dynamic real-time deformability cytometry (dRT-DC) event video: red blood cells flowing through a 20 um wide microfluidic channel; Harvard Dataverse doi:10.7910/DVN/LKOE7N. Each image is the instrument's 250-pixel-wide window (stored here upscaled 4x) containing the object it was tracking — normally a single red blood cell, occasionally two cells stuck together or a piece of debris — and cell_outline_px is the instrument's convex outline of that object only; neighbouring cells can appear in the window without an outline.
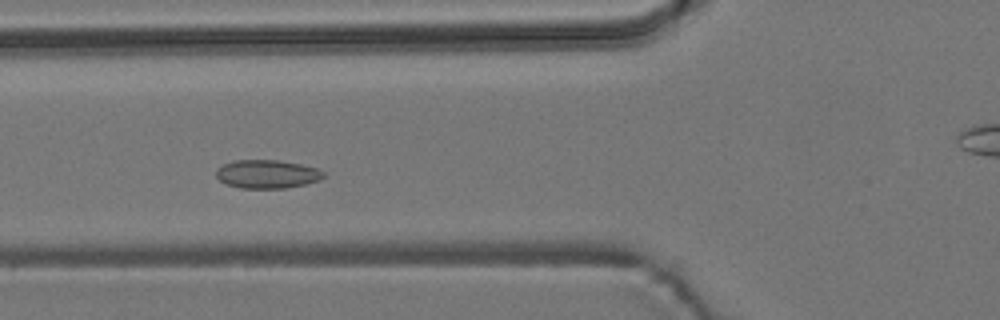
{"species": "common noctule bat (a hibernating species)", "species_latin": "Nyctalus noctula", "temperature_condition": "room temperature", "stored_images_in_passage": 51, "camera_frame_rate_fps": 3000, "um_per_image_px": 0.085, "animal": {"sex": "male", "body_mass_g": 19.2, "forearm_length_mm": 51.8}, "frame": {"image": 1, "passage_image": 16, "time_ms": 5.0, "image_size_px": [1000, 320], "cell_outline_px": [[324, 176], [320, 180], [304, 184], [284, 188], [240, 188], [228, 184], [220, 180], [216, 176], [216, 168], [224, 164], [236, 160], [276, 160], [300, 164], [316, 168], [324, 172]], "centroid_in_image_um": [22.69, 14.79], "position_along_channel_um": 103.1, "area_um2": 17.63}}
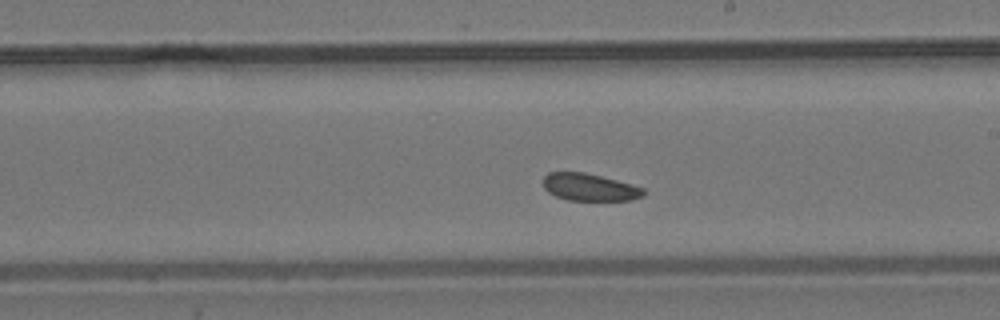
{"frame": {"image": 2, "passage_image": 27, "time_ms": 8.667, "image_size_px": [1000, 320], "cell_outline_px": [[644, 196], [632, 200], [568, 200], [556, 196], [548, 192], [544, 188], [544, 176], [548, 172], [584, 172], [632, 184], [644, 188]], "centroid_in_image_um": [50.11, 15.91], "position_along_channel_um": 238.9, "area_um2": 15.9}}
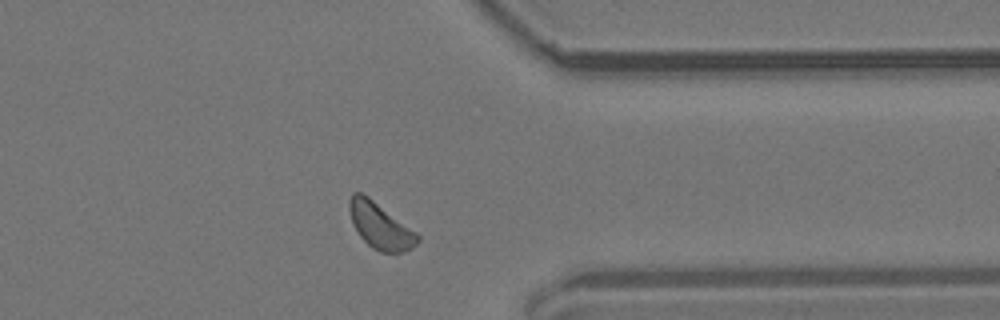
{"frame": {"image": 3, "passage_image": 39, "time_ms": 12.667, "image_size_px": [1000, 320], "cell_outline_px": [[420, 240], [412, 248], [404, 252], [380, 252], [372, 248], [360, 236], [352, 224], [348, 208], [348, 204], [352, 192], [360, 192], [368, 196], [416, 232], [420, 236]], "centroid_in_image_um": [32.3, 19.19], "position_along_channel_um": 379.1, "area_um2": 18.21}}